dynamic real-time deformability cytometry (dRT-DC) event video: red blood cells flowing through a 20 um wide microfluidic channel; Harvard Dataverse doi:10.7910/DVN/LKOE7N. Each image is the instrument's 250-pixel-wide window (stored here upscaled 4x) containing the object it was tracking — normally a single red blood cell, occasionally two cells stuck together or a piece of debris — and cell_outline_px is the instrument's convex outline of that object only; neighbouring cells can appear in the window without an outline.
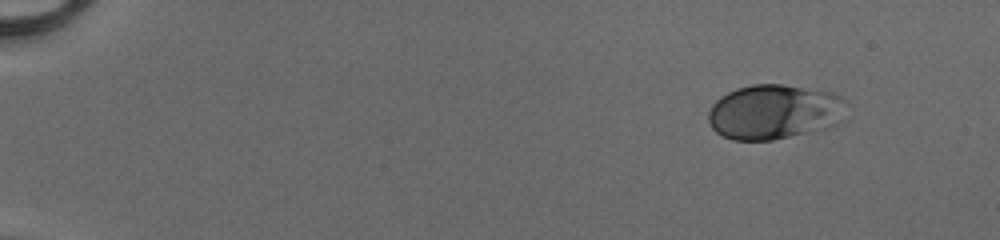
{"species": "human", "species_latin": "Homo sapiens", "temperature_condition": "cold", "stored_images_in_passage": 47, "camera_frame_rate_fps": 3000, "um_per_image_px": 0.085, "donor": {"sex": "male"}, "frame": {"image": 1, "passage_image": 1, "time_ms": 0.0, "image_size_px": [1000, 240], "cell_outline_px": [[844, 100], [840, 120], [836, 124], [824, 128], [772, 140], [732, 140], [716, 132], [712, 128], [708, 120], [708, 112], [712, 104], [720, 96], [736, 88], [752, 84], [784, 84], [832, 92], [840, 96]], "centroid_in_image_um": [65.74, 9.49], "position_along_channel_um": 19.3, "area_um2": 43.81}}
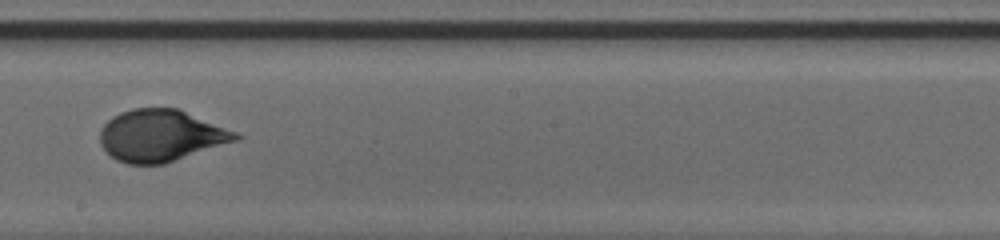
{"frame": {"image": 2, "passage_image": 27, "time_ms": 8.667, "image_size_px": [1000, 240], "cell_outline_px": [[244, 136], [240, 140], [164, 164], [128, 164], [116, 160], [100, 144], [100, 128], [112, 116], [120, 112], [132, 108], [180, 108], [236, 132]], "centroid_in_image_um": [13.7, 11.52], "position_along_channel_um": 234.5, "area_um2": 41.27}}
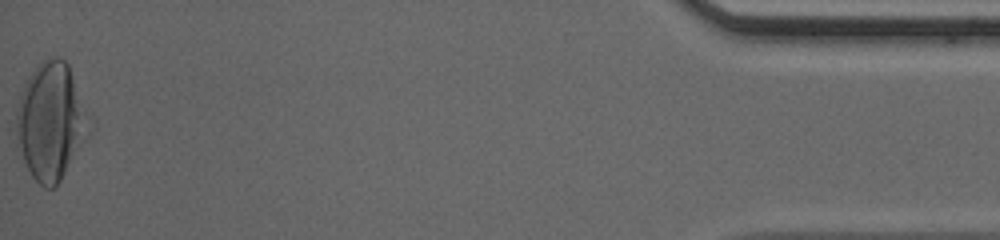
{"frame": {"image": 3, "passage_image": 47, "time_ms": 15.333, "image_size_px": [1000, 240], "cell_outline_px": [[80, 132], [60, 180], [52, 188], [44, 188], [32, 176], [24, 160], [16, 136], [16, 112], [20, 96], [24, 84], [36, 64], [44, 60], [56, 56], [60, 56], [68, 64], [72, 80]], "centroid_in_image_um": [4.05, 10.27], "position_along_channel_um": 431.2, "area_um2": 44.16}, "authors_computed_cell_mechanics": {"area_um2": 40.5756, "velocity_mm_per_s": 4.1407, "shape_relaxation_time_tau1_ms": 4.5455, "shape_relaxation_time_tau2_ms": null, "deformation_change_tau1": 0.1966, "deformation_change_tau2": null}}